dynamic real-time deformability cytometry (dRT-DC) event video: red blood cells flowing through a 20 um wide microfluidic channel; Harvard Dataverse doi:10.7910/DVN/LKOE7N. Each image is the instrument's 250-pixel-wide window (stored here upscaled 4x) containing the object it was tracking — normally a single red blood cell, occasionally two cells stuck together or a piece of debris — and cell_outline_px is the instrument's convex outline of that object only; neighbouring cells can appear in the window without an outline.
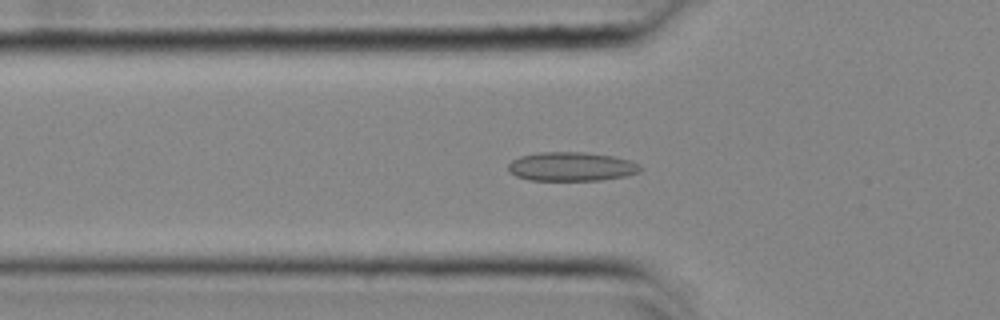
{"species": "common noctule bat (a hibernating species)", "species_latin": "Nyctalus noctula", "temperature_condition": "cold", "stored_images_in_passage": 47, "camera_frame_rate_fps": 3000, "um_per_image_px": 0.085, "animal": {"sex": "female", "body_mass_g": 25.1}, "frame": {"image": 1, "passage_image": 13, "time_ms": 4.0, "image_size_px": [1000, 320], "cell_outline_px": [[644, 168], [640, 172], [624, 176], [600, 180], [528, 180], [516, 176], [508, 172], [508, 164], [512, 160], [520, 156], [540, 152], [584, 152], [612, 156], [628, 160]], "centroid_in_image_um": [48.53, 14.16], "position_along_channel_um": 77.3, "area_um2": 22.25}}
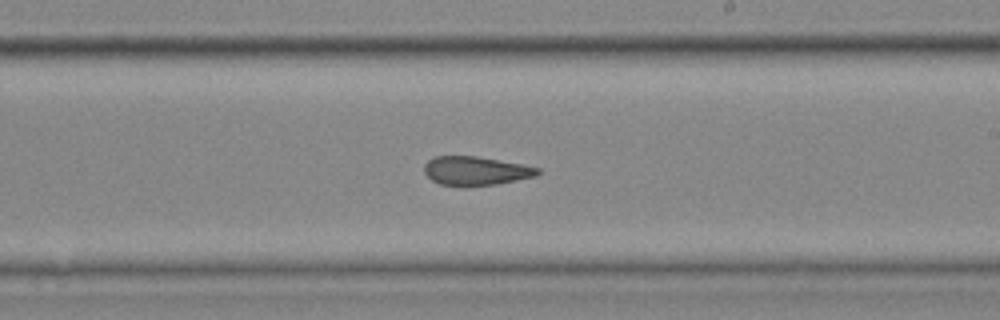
{"frame": {"image": 2, "passage_image": 27, "time_ms": 8.667, "image_size_px": [1000, 320], "cell_outline_px": [[540, 172], [536, 176], [496, 184], [440, 184], [432, 180], [424, 172], [424, 164], [428, 160], [436, 156], [476, 156], [524, 164], [540, 168]], "centroid_in_image_um": [40.46, 14.49], "position_along_channel_um": 248.5, "area_um2": 18.61}}
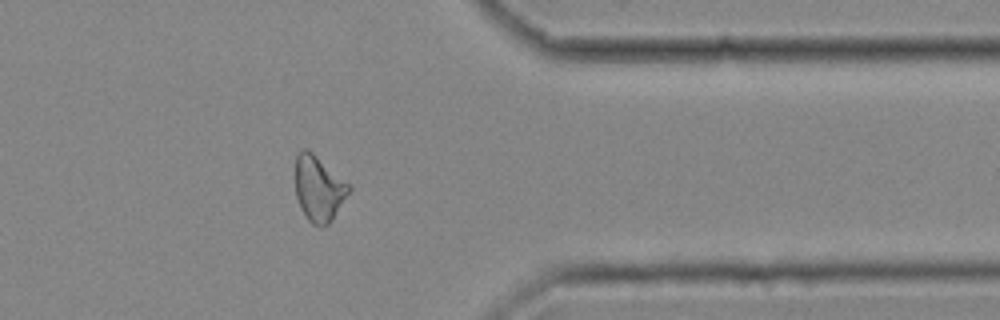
{"frame": {"image": 3, "passage_image": 39, "time_ms": 12.667, "image_size_px": [1000, 320], "cell_outline_px": [[352, 188], [332, 220], [328, 224], [320, 228], [312, 224], [308, 220], [300, 208], [296, 196], [296, 156], [304, 148], [312, 152], [352, 184]], "centroid_in_image_um": [27.12, 16.04], "position_along_channel_um": 384.3, "area_um2": 20.63}}